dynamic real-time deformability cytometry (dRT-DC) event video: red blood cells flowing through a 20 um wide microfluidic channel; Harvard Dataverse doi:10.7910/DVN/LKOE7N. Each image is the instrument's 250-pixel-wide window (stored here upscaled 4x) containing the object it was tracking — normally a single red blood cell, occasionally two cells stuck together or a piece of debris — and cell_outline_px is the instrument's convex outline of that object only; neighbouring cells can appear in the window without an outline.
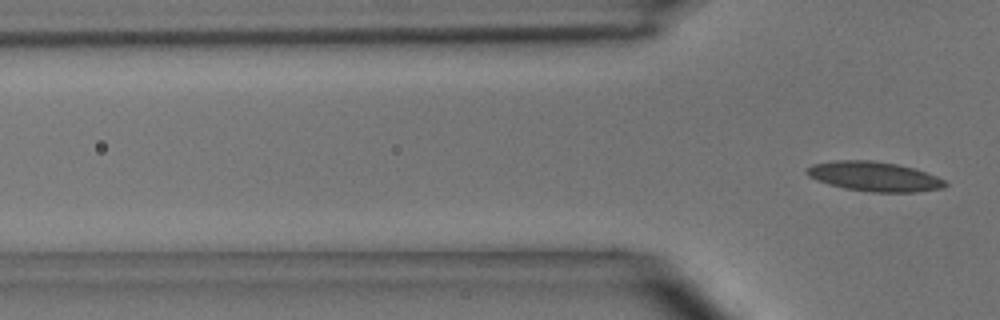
{"species": "common noctule bat (a hibernating species)", "species_latin": "Nyctalus noctula", "temperature_condition": "room temperature", "stored_images_in_passage": 5, "camera_frame_rate_fps": 3000, "um_per_image_px": 0.085, "animal": {"sex": "male", "body_mass_g": 15.6}, "frame": {"image": 1, "passage_image": 5, "time_ms": 1.333, "image_size_px": [1000, 320], "cell_outline_px": [[948, 184], [940, 188], [916, 192], [872, 192], [844, 188], [828, 184], [816, 180], [808, 176], [804, 172], [812, 164], [836, 160], [868, 160], [896, 164], [912, 168], [936, 176], [944, 180]], "centroid_in_image_um": [74.25, 15.0], "position_along_channel_um": 51.5, "area_um2": 23.64}}